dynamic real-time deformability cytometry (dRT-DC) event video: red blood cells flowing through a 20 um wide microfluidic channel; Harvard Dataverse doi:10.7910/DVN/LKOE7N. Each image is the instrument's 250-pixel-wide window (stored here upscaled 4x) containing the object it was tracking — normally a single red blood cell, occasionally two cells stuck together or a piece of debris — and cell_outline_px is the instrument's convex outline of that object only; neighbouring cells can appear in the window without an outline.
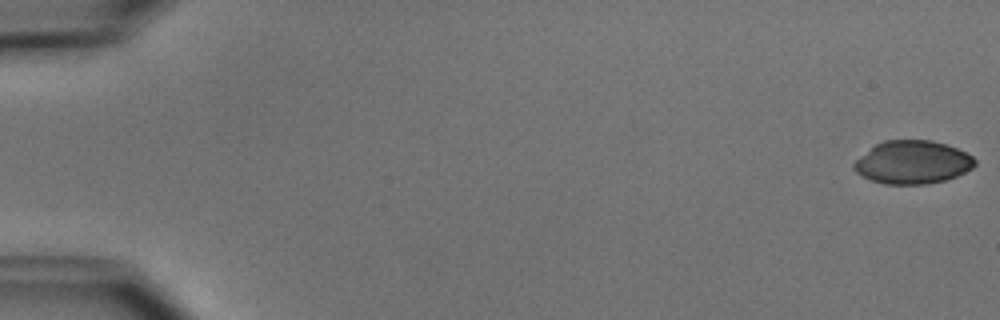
{"species": "common noctule bat (a hibernating species)", "species_latin": "Nyctalus noctula", "temperature_condition": "cold", "stored_images_in_passage": 4, "camera_frame_rate_fps": 3000, "um_per_image_px": 0.085, "animal": {"sex": "male", "body_mass_g": 15.6}, "frame": {"image": 1, "passage_image": 1, "time_ms": 0.0, "image_size_px": [1000, 320], "cell_outline_px": [[976, 164], [972, 168], [956, 176], [944, 180], [924, 184], [884, 184], [872, 180], [856, 172], [852, 168], [852, 164], [860, 156], [876, 144], [884, 140], [932, 140], [956, 148], [972, 156], [976, 160]], "centroid_in_image_um": [77.55, 13.79], "position_along_channel_um": 7.4, "area_um2": 30.17}}